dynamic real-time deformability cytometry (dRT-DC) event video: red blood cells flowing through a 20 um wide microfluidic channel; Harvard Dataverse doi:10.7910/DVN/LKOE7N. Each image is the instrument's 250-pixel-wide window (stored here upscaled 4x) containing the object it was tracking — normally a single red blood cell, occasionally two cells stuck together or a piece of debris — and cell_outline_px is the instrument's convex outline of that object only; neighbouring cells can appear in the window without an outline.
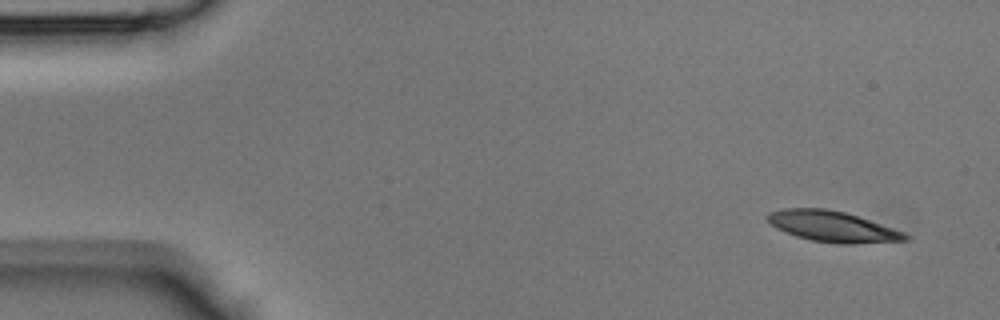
{"species": "Egyptian fruit bat (a non-hibernating species)", "species_latin": "Rousettus aegyptiacus", "temperature_condition": "room temperature", "stored_images_in_passage": 43, "camera_frame_rate_fps": 3000, "um_per_image_px": 0.085, "animal": {"sex": "male"}, "frame": {"image": 1, "passage_image": 1, "time_ms": 0.0, "image_size_px": [1000, 320], "cell_outline_px": [[908, 240], [852, 244], [836, 244], [812, 240], [796, 236], [776, 228], [768, 220], [768, 212], [784, 208], [824, 208], [844, 212], [904, 232], [908, 236]], "centroid_in_image_um": [70.74, 19.25], "position_along_channel_um": 14.3, "area_um2": 24.33}}
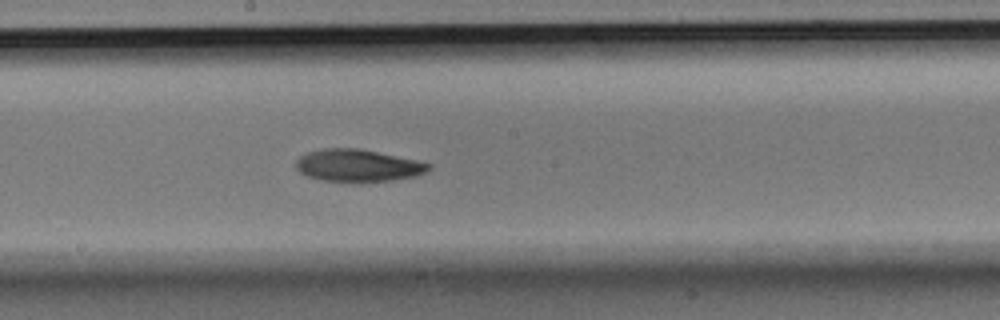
{"frame": {"image": 2, "passage_image": 22, "time_ms": 7.0, "image_size_px": [1000, 320], "cell_outline_px": [[432, 168], [416, 176], [392, 180], [360, 184], [352, 184], [320, 180], [308, 176], [300, 172], [296, 168], [296, 160], [300, 156], [308, 152], [324, 148], [360, 148], [416, 160], [432, 164]], "centroid_in_image_um": [30.41, 14.1], "position_along_channel_um": 217.8, "area_um2": 25.61}}
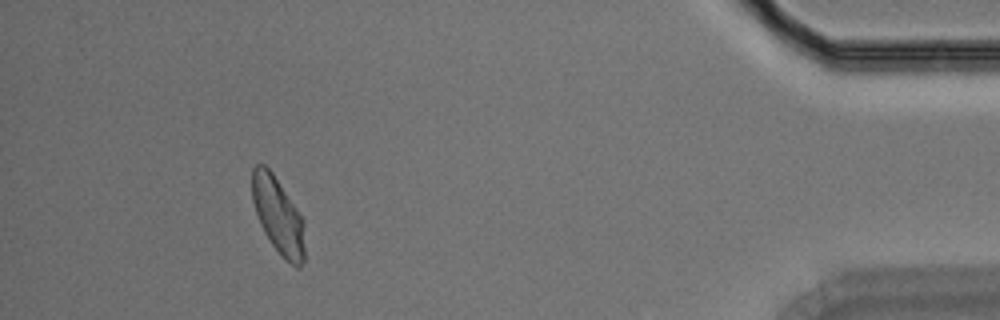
{"frame": {"image": 3, "passage_image": 39, "time_ms": 12.667, "image_size_px": [1000, 320], "cell_outline_px": [[304, 260], [300, 268], [296, 268], [284, 260], [280, 256], [264, 232], [260, 224], [252, 200], [252, 168], [256, 164], [264, 164], [272, 172], [304, 220]], "centroid_in_image_um": [23.64, 18.36], "position_along_channel_um": 411.6, "area_um2": 23.47}}